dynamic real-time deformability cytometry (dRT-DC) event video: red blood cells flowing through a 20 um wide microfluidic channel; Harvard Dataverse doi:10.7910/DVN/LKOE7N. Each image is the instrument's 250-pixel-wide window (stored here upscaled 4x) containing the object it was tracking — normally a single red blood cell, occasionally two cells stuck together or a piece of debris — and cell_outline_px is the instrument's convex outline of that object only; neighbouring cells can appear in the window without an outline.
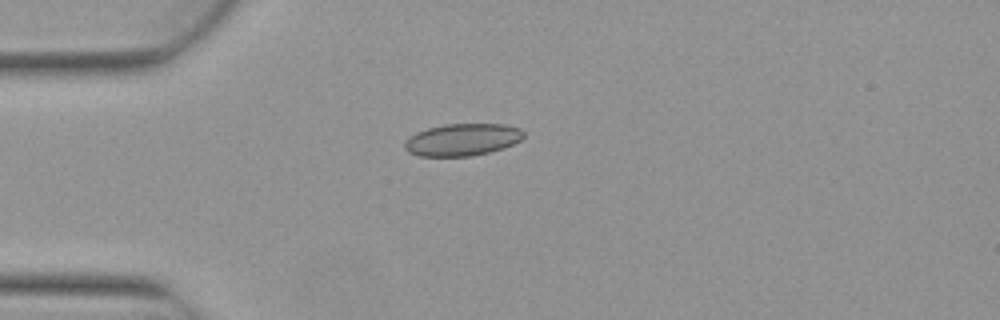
{"species": "Egyptian fruit bat (a non-hibernating species)", "species_latin": "Rousettus aegyptiacus", "temperature_condition": "warm", "stored_images_in_passage": 4, "camera_frame_rate_fps": 3000, "um_per_image_px": 0.085, "animal": {"sex": "female"}, "frame": {"image": 1, "passage_image": 1, "time_ms": 0.0, "image_size_px": [1000, 320], "cell_outline_px": [[524, 136], [520, 140], [504, 148], [472, 156], [420, 156], [408, 152], [404, 148], [404, 144], [416, 132], [428, 128], [444, 124], [504, 124], [520, 128], [524, 132]], "centroid_in_image_um": [39.32, 11.87], "position_along_channel_um": 45.7, "area_um2": 22.2}}
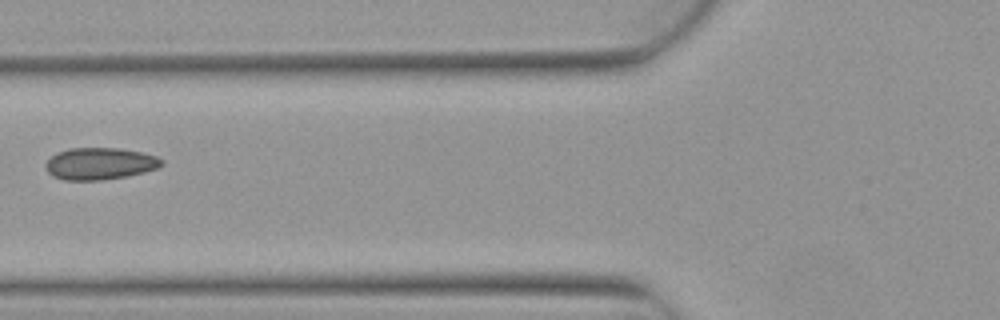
{"frame": {"image": 2, "passage_image": 3, "time_ms": 0.667, "image_size_px": [1000, 320], "cell_outline_px": [[164, 164], [160, 168], [128, 176], [100, 180], [64, 180], [52, 176], [44, 168], [44, 164], [56, 152], [68, 148], [120, 148], [140, 152], [156, 156], [164, 160]], "centroid_in_image_um": [8.49, 13.91], "position_along_channel_um": 117.3, "area_um2": 21.85}}
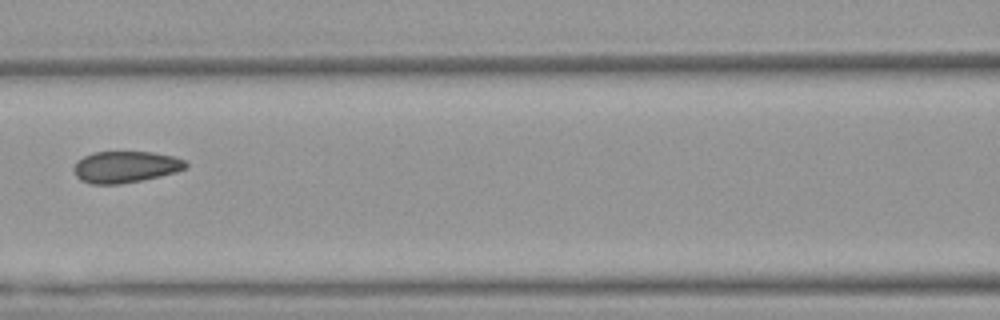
{"frame": {"image": 3, "passage_image": 4, "time_ms": 1.0, "image_size_px": [1000, 320], "cell_outline_px": [[188, 168], [176, 172], [160, 176], [120, 184], [92, 184], [80, 180], [76, 176], [72, 168], [76, 160], [92, 152], [152, 152], [172, 156], [184, 160], [188, 164]], "centroid_in_image_um": [10.64, 14.18], "position_along_channel_um": 156.0, "area_um2": 20.69}}